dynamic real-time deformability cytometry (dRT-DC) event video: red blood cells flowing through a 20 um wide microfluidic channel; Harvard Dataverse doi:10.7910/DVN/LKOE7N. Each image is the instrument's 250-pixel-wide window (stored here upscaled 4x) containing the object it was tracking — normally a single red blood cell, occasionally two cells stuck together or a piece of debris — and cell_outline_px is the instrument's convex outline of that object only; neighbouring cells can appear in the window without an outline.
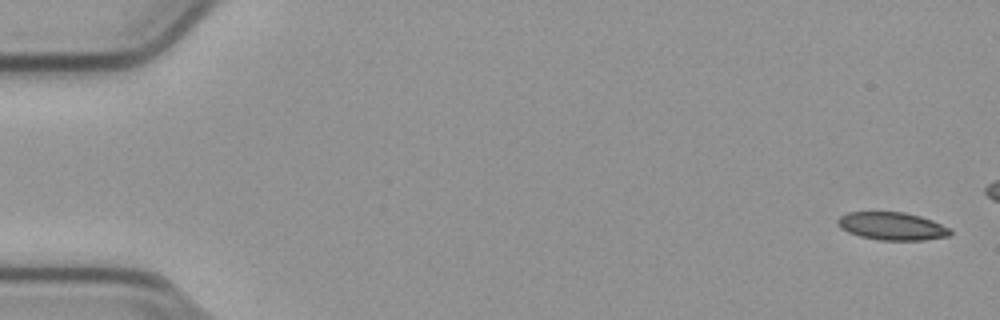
{"species": "common noctule bat (a hibernating species)", "species_latin": "Nyctalus noctula", "temperature_condition": "cold", "stored_images_in_passage": 47, "camera_frame_rate_fps": 3000, "um_per_image_px": 0.085, "animal": {"sex": "male", "body_mass_g": 23.1, "forearm_length_mm": 52.7}, "frame": {"image": 1, "passage_image": 1, "time_ms": 0.0, "image_size_px": [1000, 320], "cell_outline_px": [[952, 232], [948, 236], [924, 240], [880, 240], [860, 236], [848, 232], [840, 228], [836, 220], [840, 216], [848, 212], [904, 212], [920, 216], [932, 220], [948, 228]], "centroid_in_image_um": [75.79, 19.22], "position_along_channel_um": 9.2, "area_um2": 18.15}}
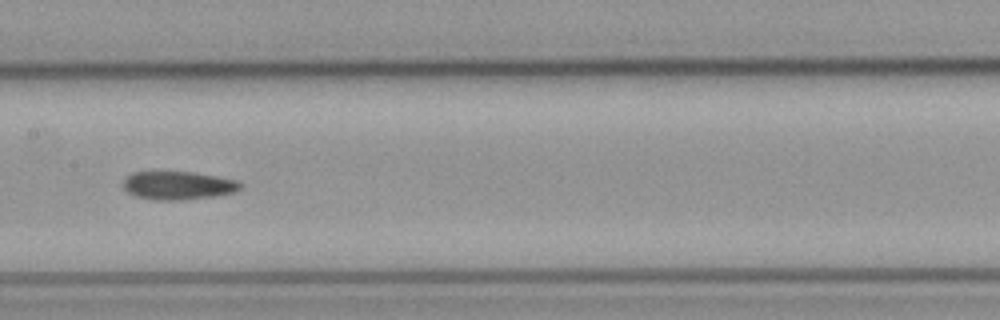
{"frame": {"image": 2, "passage_image": 27, "time_ms": 8.667, "image_size_px": [1000, 320], "cell_outline_px": [[240, 188], [232, 192], [212, 196], [180, 200], [156, 200], [136, 196], [128, 192], [124, 188], [124, 180], [132, 172], [192, 172], [216, 176], [236, 180], [240, 184]], "centroid_in_image_um": [15.1, 15.76], "position_along_channel_um": 192.3, "area_um2": 18.9}}
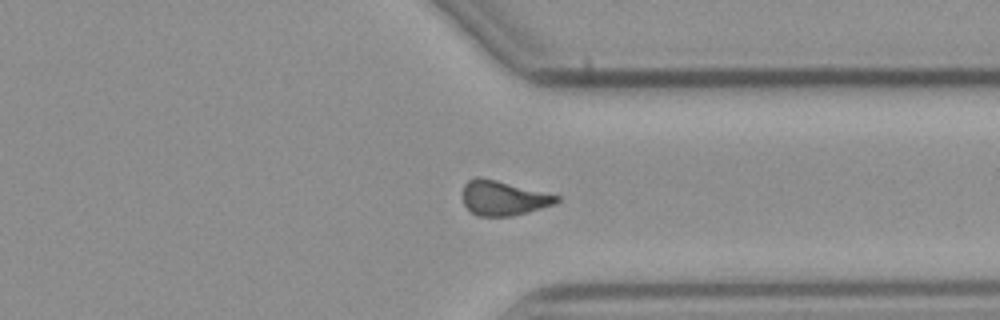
{"frame": {"image": 3, "passage_image": 41, "time_ms": 13.333, "image_size_px": [1000, 320], "cell_outline_px": [[560, 200], [556, 204], [528, 212], [512, 216], [476, 216], [464, 204], [464, 184], [468, 180], [476, 176], [480, 176], [560, 196]], "centroid_in_image_um": [42.8, 16.84], "position_along_channel_um": 368.6, "area_um2": 18.9}}